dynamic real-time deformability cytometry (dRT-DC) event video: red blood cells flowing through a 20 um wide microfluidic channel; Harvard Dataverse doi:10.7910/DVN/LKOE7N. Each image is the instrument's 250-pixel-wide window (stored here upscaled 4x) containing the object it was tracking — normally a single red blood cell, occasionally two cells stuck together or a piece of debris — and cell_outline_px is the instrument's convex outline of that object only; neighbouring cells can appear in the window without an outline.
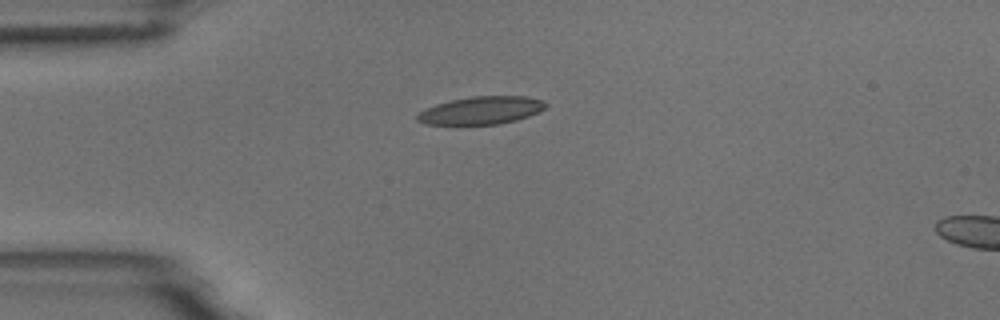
{"species": "common noctule bat (a hibernating species)", "species_latin": "Nyctalus noctula", "temperature_condition": "room temperature", "stored_images_in_passage": 10, "camera_frame_rate_fps": 3000, "um_per_image_px": 0.085, "animal": {"sex": "male", "body_mass_g": 18.8}, "frame": {"image": 1, "passage_image": 4, "time_ms": 4.333, "image_size_px": [1000, 320], "cell_outline_px": [[548, 104], [540, 112], [516, 120], [500, 124], [428, 124], [416, 120], [416, 116], [420, 112], [436, 104], [452, 100], [472, 96], [528, 96], [544, 100]], "centroid_in_image_um": [40.97, 9.37], "position_along_channel_um": 44.0, "area_um2": 20.69}}